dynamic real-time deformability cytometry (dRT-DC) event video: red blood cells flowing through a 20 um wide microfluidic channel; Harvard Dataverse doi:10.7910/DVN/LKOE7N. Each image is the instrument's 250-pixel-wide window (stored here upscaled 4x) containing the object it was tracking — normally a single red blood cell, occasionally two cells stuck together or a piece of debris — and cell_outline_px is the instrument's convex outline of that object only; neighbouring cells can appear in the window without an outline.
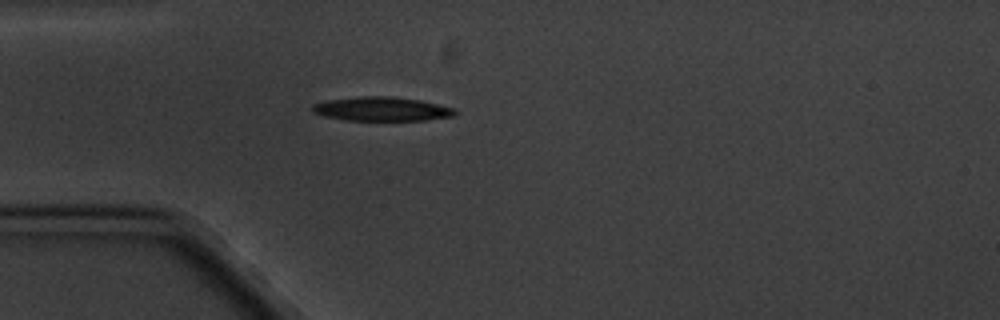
{"species": "common noctule bat (a hibernating species)", "species_latin": "Nyctalus noctula", "temperature_condition": "cold", "stored_images_in_passage": 4, "camera_frame_rate_fps": 3000, "um_per_image_px": 0.085, "animal": {"sex": "male", "body_mass_g": 20.1, "forearm_length_mm": 53.5}, "frame": {"image": 1, "passage_image": 4, "time_ms": 3.333, "image_size_px": [1000, 320], "cell_outline_px": [[456, 112], [452, 116], [424, 120], [344, 120], [324, 116], [312, 112], [312, 104], [328, 100], [356, 96], [388, 96], [420, 100], [456, 108]], "centroid_in_image_um": [32.42, 9.26], "position_along_channel_um": 52.6, "area_um2": 19.94}}